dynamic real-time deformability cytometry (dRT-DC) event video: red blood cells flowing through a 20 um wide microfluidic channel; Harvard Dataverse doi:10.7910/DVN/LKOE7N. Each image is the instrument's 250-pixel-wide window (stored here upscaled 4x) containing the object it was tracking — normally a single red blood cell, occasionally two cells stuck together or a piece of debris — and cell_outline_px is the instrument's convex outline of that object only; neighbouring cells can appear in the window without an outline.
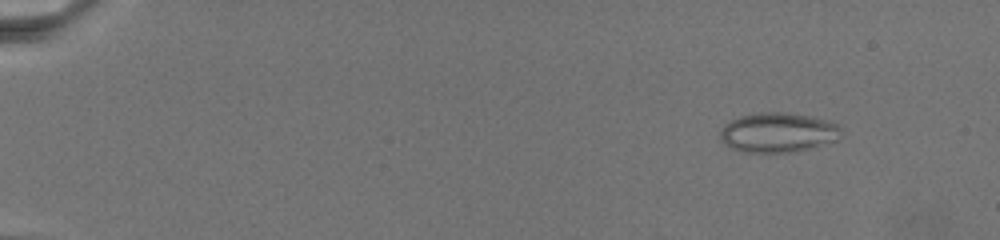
{"species": "common noctule bat (a hibernating species)", "species_latin": "Nyctalus noctula", "temperature_condition": "warm", "stored_images_in_passage": 55, "camera_frame_rate_fps": 3000, "um_per_image_px": 0.085, "animal": {"sex": "female", "body_mass_g": 19.5, "forearm_length_mm": 54.1}, "frame": {"image": 1, "passage_image": 5, "time_ms": 2.333, "image_size_px": [1000, 240], "cell_outline_px": [[840, 136], [836, 140], [808, 148], [788, 152], [744, 152], [732, 148], [724, 144], [720, 140], [720, 132], [724, 124], [740, 116], [756, 112], [784, 112], [808, 116], [828, 120], [836, 124], [840, 128]], "centroid_in_image_um": [66.08, 11.25], "position_along_channel_um": 18.9, "area_um2": 27.74}}
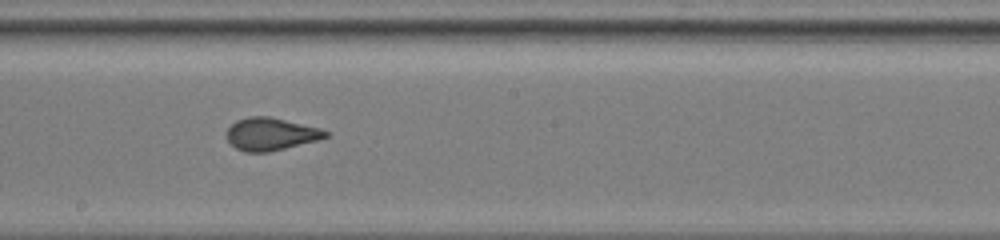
{"frame": {"image": 2, "passage_image": 33, "time_ms": 14.333, "image_size_px": [1000, 240], "cell_outline_px": [[332, 132], [328, 136], [320, 140], [268, 152], [244, 152], [236, 148], [228, 140], [224, 132], [236, 120], [248, 116], [268, 116], [320, 128]], "centroid_in_image_um": [23.03, 11.39], "position_along_channel_um": 225.2, "area_um2": 18.96}}
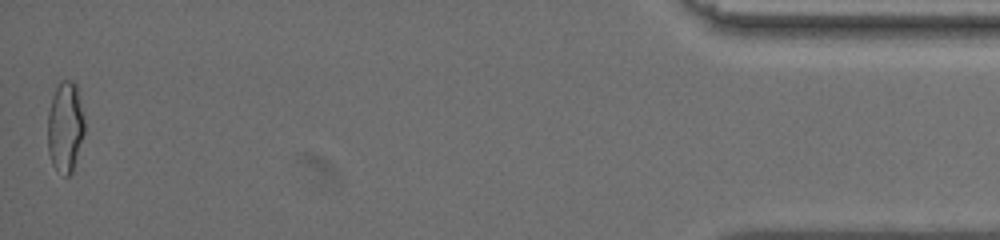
{"frame": {"image": 3, "passage_image": 55, "time_ms": 24.0, "image_size_px": [1000, 240], "cell_outline_px": [[84, 132], [72, 172], [68, 176], [64, 176], [52, 164], [48, 152], [48, 112], [52, 96], [60, 80], [72, 80], [76, 84], [84, 120]], "centroid_in_image_um": [5.53, 10.78], "position_along_channel_um": 429.7, "area_um2": 19.31}}